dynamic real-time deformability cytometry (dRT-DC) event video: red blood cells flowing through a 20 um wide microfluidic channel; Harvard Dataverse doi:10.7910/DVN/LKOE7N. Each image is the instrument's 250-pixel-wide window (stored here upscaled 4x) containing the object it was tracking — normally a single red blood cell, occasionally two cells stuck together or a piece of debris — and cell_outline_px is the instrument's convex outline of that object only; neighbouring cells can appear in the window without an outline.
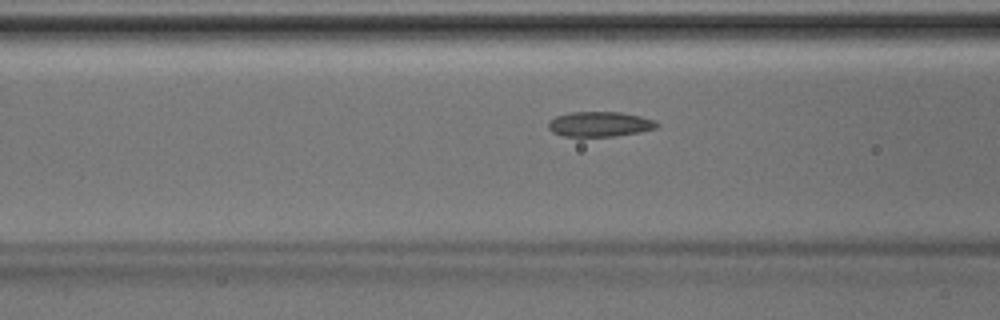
{"species": "Egyptian fruit bat (a non-hibernating species)", "species_latin": "Rousettus aegyptiacus", "temperature_condition": "room temperature", "stored_images_in_passage": 46, "camera_frame_rate_fps": 3000, "um_per_image_px": 0.085, "animal": {"sex": "male"}, "frame": {"image": 1, "passage_image": 18, "time_ms": 5.667, "image_size_px": [1000, 320], "cell_outline_px": [[660, 124], [656, 128], [640, 132], [616, 136], [564, 136], [552, 132], [548, 128], [548, 120], [556, 116], [572, 112], [620, 112], [640, 116], [656, 120]], "centroid_in_image_um": [50.99, 10.55], "position_along_channel_um": 115.6, "area_um2": 15.9}}
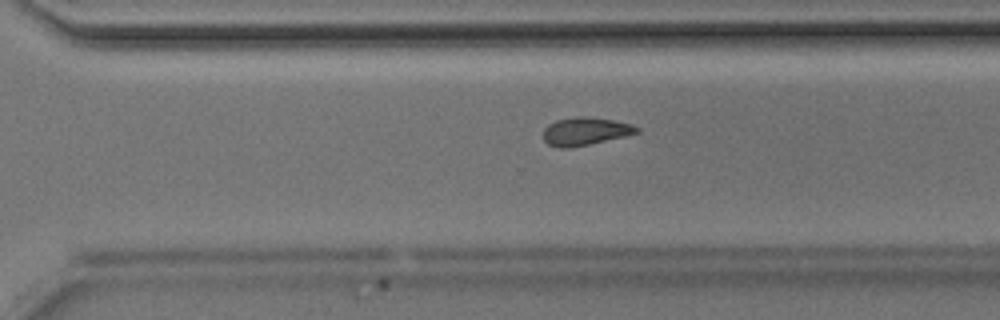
{"frame": {"image": 2, "passage_image": 32, "time_ms": 10.333, "image_size_px": [1000, 320], "cell_outline_px": [[640, 132], [624, 136], [588, 144], [568, 148], [560, 148], [548, 144], [544, 140], [544, 128], [548, 124], [556, 120], [576, 116], [584, 116], [612, 120], [632, 124], [640, 128]], "centroid_in_image_um": [49.74, 11.15], "position_along_channel_um": 320.9, "area_um2": 15.09}}
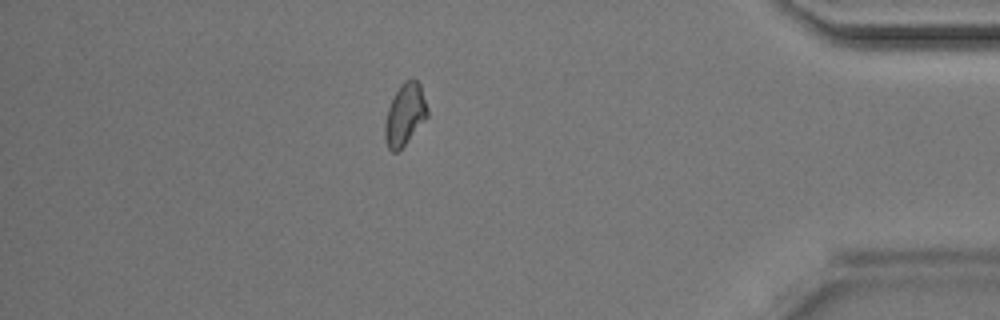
{"frame": {"image": 3, "passage_image": 40, "time_ms": 13.0, "image_size_px": [1000, 320], "cell_outline_px": [[428, 116], [404, 144], [396, 152], [392, 152], [388, 148], [384, 140], [384, 124], [388, 108], [400, 84], [404, 80], [412, 76], [420, 84], [428, 108]], "centroid_in_image_um": [34.41, 9.7], "position_along_channel_um": 400.8, "area_um2": 15.26}}